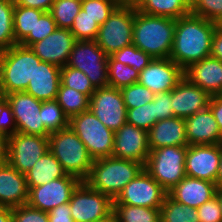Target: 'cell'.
<instances>
[{"label":"cell","mask_w":222,"mask_h":222,"mask_svg":"<svg viewBox=\"0 0 222 222\" xmlns=\"http://www.w3.org/2000/svg\"><path fill=\"white\" fill-rule=\"evenodd\" d=\"M99 25L96 21L86 15V12L81 9L79 14L74 18L70 32L76 40L94 41L97 37Z\"/></svg>","instance_id":"cell-41"},{"label":"cell","mask_w":222,"mask_h":222,"mask_svg":"<svg viewBox=\"0 0 222 222\" xmlns=\"http://www.w3.org/2000/svg\"><path fill=\"white\" fill-rule=\"evenodd\" d=\"M61 68L41 61L25 92L41 101L55 100L60 85Z\"/></svg>","instance_id":"cell-26"},{"label":"cell","mask_w":222,"mask_h":222,"mask_svg":"<svg viewBox=\"0 0 222 222\" xmlns=\"http://www.w3.org/2000/svg\"><path fill=\"white\" fill-rule=\"evenodd\" d=\"M208 108L215 117L219 130L222 133V95L211 96Z\"/></svg>","instance_id":"cell-51"},{"label":"cell","mask_w":222,"mask_h":222,"mask_svg":"<svg viewBox=\"0 0 222 222\" xmlns=\"http://www.w3.org/2000/svg\"><path fill=\"white\" fill-rule=\"evenodd\" d=\"M44 11L15 5L13 13L14 37L19 44L27 35H34V25Z\"/></svg>","instance_id":"cell-30"},{"label":"cell","mask_w":222,"mask_h":222,"mask_svg":"<svg viewBox=\"0 0 222 222\" xmlns=\"http://www.w3.org/2000/svg\"><path fill=\"white\" fill-rule=\"evenodd\" d=\"M116 222H160V208L113 205Z\"/></svg>","instance_id":"cell-32"},{"label":"cell","mask_w":222,"mask_h":222,"mask_svg":"<svg viewBox=\"0 0 222 222\" xmlns=\"http://www.w3.org/2000/svg\"><path fill=\"white\" fill-rule=\"evenodd\" d=\"M3 97L2 91L0 90V99Z\"/></svg>","instance_id":"cell-61"},{"label":"cell","mask_w":222,"mask_h":222,"mask_svg":"<svg viewBox=\"0 0 222 222\" xmlns=\"http://www.w3.org/2000/svg\"><path fill=\"white\" fill-rule=\"evenodd\" d=\"M143 169L144 164L137 161L119 159L113 156L99 158L93 161L85 182L91 188L114 200Z\"/></svg>","instance_id":"cell-3"},{"label":"cell","mask_w":222,"mask_h":222,"mask_svg":"<svg viewBox=\"0 0 222 222\" xmlns=\"http://www.w3.org/2000/svg\"><path fill=\"white\" fill-rule=\"evenodd\" d=\"M89 110L113 132L127 122V108L118 88H97L89 98Z\"/></svg>","instance_id":"cell-12"},{"label":"cell","mask_w":222,"mask_h":222,"mask_svg":"<svg viewBox=\"0 0 222 222\" xmlns=\"http://www.w3.org/2000/svg\"><path fill=\"white\" fill-rule=\"evenodd\" d=\"M40 111L44 127L50 134L69 126V118L56 100L42 101Z\"/></svg>","instance_id":"cell-35"},{"label":"cell","mask_w":222,"mask_h":222,"mask_svg":"<svg viewBox=\"0 0 222 222\" xmlns=\"http://www.w3.org/2000/svg\"><path fill=\"white\" fill-rule=\"evenodd\" d=\"M108 55L97 42L76 40L67 65L84 72L95 89L108 86Z\"/></svg>","instance_id":"cell-9"},{"label":"cell","mask_w":222,"mask_h":222,"mask_svg":"<svg viewBox=\"0 0 222 222\" xmlns=\"http://www.w3.org/2000/svg\"><path fill=\"white\" fill-rule=\"evenodd\" d=\"M80 182L77 177L67 174L44 185L28 188L27 204L49 212L59 205L69 203L73 190Z\"/></svg>","instance_id":"cell-15"},{"label":"cell","mask_w":222,"mask_h":222,"mask_svg":"<svg viewBox=\"0 0 222 222\" xmlns=\"http://www.w3.org/2000/svg\"><path fill=\"white\" fill-rule=\"evenodd\" d=\"M215 196L217 197V199L219 201L220 208H221V214H222V187L217 188Z\"/></svg>","instance_id":"cell-56"},{"label":"cell","mask_w":222,"mask_h":222,"mask_svg":"<svg viewBox=\"0 0 222 222\" xmlns=\"http://www.w3.org/2000/svg\"><path fill=\"white\" fill-rule=\"evenodd\" d=\"M60 83L86 94L89 98L96 90L84 72L68 65L61 68Z\"/></svg>","instance_id":"cell-38"},{"label":"cell","mask_w":222,"mask_h":222,"mask_svg":"<svg viewBox=\"0 0 222 222\" xmlns=\"http://www.w3.org/2000/svg\"><path fill=\"white\" fill-rule=\"evenodd\" d=\"M81 10V0H54L50 13L57 28L69 29Z\"/></svg>","instance_id":"cell-34"},{"label":"cell","mask_w":222,"mask_h":222,"mask_svg":"<svg viewBox=\"0 0 222 222\" xmlns=\"http://www.w3.org/2000/svg\"><path fill=\"white\" fill-rule=\"evenodd\" d=\"M184 120L188 145L222 144V133L209 108Z\"/></svg>","instance_id":"cell-23"},{"label":"cell","mask_w":222,"mask_h":222,"mask_svg":"<svg viewBox=\"0 0 222 222\" xmlns=\"http://www.w3.org/2000/svg\"><path fill=\"white\" fill-rule=\"evenodd\" d=\"M124 2H127V3H135L137 0H123Z\"/></svg>","instance_id":"cell-59"},{"label":"cell","mask_w":222,"mask_h":222,"mask_svg":"<svg viewBox=\"0 0 222 222\" xmlns=\"http://www.w3.org/2000/svg\"><path fill=\"white\" fill-rule=\"evenodd\" d=\"M120 92L122 94L125 107L127 109H132L150 103L154 100V97L156 95L150 89L143 86L139 82L122 87L120 89Z\"/></svg>","instance_id":"cell-40"},{"label":"cell","mask_w":222,"mask_h":222,"mask_svg":"<svg viewBox=\"0 0 222 222\" xmlns=\"http://www.w3.org/2000/svg\"><path fill=\"white\" fill-rule=\"evenodd\" d=\"M149 154L148 131L145 129L126 122L114 132L113 157L145 165Z\"/></svg>","instance_id":"cell-16"},{"label":"cell","mask_w":222,"mask_h":222,"mask_svg":"<svg viewBox=\"0 0 222 222\" xmlns=\"http://www.w3.org/2000/svg\"><path fill=\"white\" fill-rule=\"evenodd\" d=\"M150 151L167 146H188L185 120L171 117L157 121L148 131Z\"/></svg>","instance_id":"cell-25"},{"label":"cell","mask_w":222,"mask_h":222,"mask_svg":"<svg viewBox=\"0 0 222 222\" xmlns=\"http://www.w3.org/2000/svg\"><path fill=\"white\" fill-rule=\"evenodd\" d=\"M17 131L12 108L6 98L0 99V133L12 136Z\"/></svg>","instance_id":"cell-46"},{"label":"cell","mask_w":222,"mask_h":222,"mask_svg":"<svg viewBox=\"0 0 222 222\" xmlns=\"http://www.w3.org/2000/svg\"><path fill=\"white\" fill-rule=\"evenodd\" d=\"M221 144L188 145L185 156L186 176L216 183Z\"/></svg>","instance_id":"cell-17"},{"label":"cell","mask_w":222,"mask_h":222,"mask_svg":"<svg viewBox=\"0 0 222 222\" xmlns=\"http://www.w3.org/2000/svg\"><path fill=\"white\" fill-rule=\"evenodd\" d=\"M94 222H116L114 214H112L110 217L104 218L99 221H94Z\"/></svg>","instance_id":"cell-57"},{"label":"cell","mask_w":222,"mask_h":222,"mask_svg":"<svg viewBox=\"0 0 222 222\" xmlns=\"http://www.w3.org/2000/svg\"><path fill=\"white\" fill-rule=\"evenodd\" d=\"M216 23H217V27L222 30V18Z\"/></svg>","instance_id":"cell-58"},{"label":"cell","mask_w":222,"mask_h":222,"mask_svg":"<svg viewBox=\"0 0 222 222\" xmlns=\"http://www.w3.org/2000/svg\"><path fill=\"white\" fill-rule=\"evenodd\" d=\"M216 185L218 188L222 187V144H221V158L219 163V169L216 177Z\"/></svg>","instance_id":"cell-55"},{"label":"cell","mask_w":222,"mask_h":222,"mask_svg":"<svg viewBox=\"0 0 222 222\" xmlns=\"http://www.w3.org/2000/svg\"><path fill=\"white\" fill-rule=\"evenodd\" d=\"M54 0H15L14 5L35 8L44 12L50 11Z\"/></svg>","instance_id":"cell-50"},{"label":"cell","mask_w":222,"mask_h":222,"mask_svg":"<svg viewBox=\"0 0 222 222\" xmlns=\"http://www.w3.org/2000/svg\"><path fill=\"white\" fill-rule=\"evenodd\" d=\"M14 2L0 1V51L16 45L13 28Z\"/></svg>","instance_id":"cell-36"},{"label":"cell","mask_w":222,"mask_h":222,"mask_svg":"<svg viewBox=\"0 0 222 222\" xmlns=\"http://www.w3.org/2000/svg\"><path fill=\"white\" fill-rule=\"evenodd\" d=\"M48 140L49 151L60 162L65 172L85 181L94 159L70 126L49 134Z\"/></svg>","instance_id":"cell-5"},{"label":"cell","mask_w":222,"mask_h":222,"mask_svg":"<svg viewBox=\"0 0 222 222\" xmlns=\"http://www.w3.org/2000/svg\"><path fill=\"white\" fill-rule=\"evenodd\" d=\"M196 210L200 222H222L221 208L216 196Z\"/></svg>","instance_id":"cell-47"},{"label":"cell","mask_w":222,"mask_h":222,"mask_svg":"<svg viewBox=\"0 0 222 222\" xmlns=\"http://www.w3.org/2000/svg\"><path fill=\"white\" fill-rule=\"evenodd\" d=\"M116 61L129 65L141 72L152 61V57L142 50H139L134 44L126 46L111 55Z\"/></svg>","instance_id":"cell-39"},{"label":"cell","mask_w":222,"mask_h":222,"mask_svg":"<svg viewBox=\"0 0 222 222\" xmlns=\"http://www.w3.org/2000/svg\"><path fill=\"white\" fill-rule=\"evenodd\" d=\"M153 102L156 122L162 119L174 117V111L171 104V91L157 93L154 97Z\"/></svg>","instance_id":"cell-48"},{"label":"cell","mask_w":222,"mask_h":222,"mask_svg":"<svg viewBox=\"0 0 222 222\" xmlns=\"http://www.w3.org/2000/svg\"><path fill=\"white\" fill-rule=\"evenodd\" d=\"M0 222H13L12 208L0 206Z\"/></svg>","instance_id":"cell-54"},{"label":"cell","mask_w":222,"mask_h":222,"mask_svg":"<svg viewBox=\"0 0 222 222\" xmlns=\"http://www.w3.org/2000/svg\"><path fill=\"white\" fill-rule=\"evenodd\" d=\"M211 96L183 77L171 90V104L174 117L186 119L205 110L209 106Z\"/></svg>","instance_id":"cell-19"},{"label":"cell","mask_w":222,"mask_h":222,"mask_svg":"<svg viewBox=\"0 0 222 222\" xmlns=\"http://www.w3.org/2000/svg\"><path fill=\"white\" fill-rule=\"evenodd\" d=\"M9 137L0 133V166L7 163Z\"/></svg>","instance_id":"cell-53"},{"label":"cell","mask_w":222,"mask_h":222,"mask_svg":"<svg viewBox=\"0 0 222 222\" xmlns=\"http://www.w3.org/2000/svg\"><path fill=\"white\" fill-rule=\"evenodd\" d=\"M67 173L63 169L60 162L48 150L34 166L26 172L28 188L44 185L57 178L66 176Z\"/></svg>","instance_id":"cell-27"},{"label":"cell","mask_w":222,"mask_h":222,"mask_svg":"<svg viewBox=\"0 0 222 222\" xmlns=\"http://www.w3.org/2000/svg\"><path fill=\"white\" fill-rule=\"evenodd\" d=\"M108 86L121 89L138 82L139 74L136 69L116 61L111 55L107 61Z\"/></svg>","instance_id":"cell-33"},{"label":"cell","mask_w":222,"mask_h":222,"mask_svg":"<svg viewBox=\"0 0 222 222\" xmlns=\"http://www.w3.org/2000/svg\"><path fill=\"white\" fill-rule=\"evenodd\" d=\"M28 192L25 174L8 162L0 166V206L15 208L27 204Z\"/></svg>","instance_id":"cell-24"},{"label":"cell","mask_w":222,"mask_h":222,"mask_svg":"<svg viewBox=\"0 0 222 222\" xmlns=\"http://www.w3.org/2000/svg\"><path fill=\"white\" fill-rule=\"evenodd\" d=\"M69 126L85 144L94 160L112 156L114 132L90 110L72 116L69 119Z\"/></svg>","instance_id":"cell-8"},{"label":"cell","mask_w":222,"mask_h":222,"mask_svg":"<svg viewBox=\"0 0 222 222\" xmlns=\"http://www.w3.org/2000/svg\"><path fill=\"white\" fill-rule=\"evenodd\" d=\"M166 195L167 191L143 169L123 188L113 205L161 208Z\"/></svg>","instance_id":"cell-11"},{"label":"cell","mask_w":222,"mask_h":222,"mask_svg":"<svg viewBox=\"0 0 222 222\" xmlns=\"http://www.w3.org/2000/svg\"><path fill=\"white\" fill-rule=\"evenodd\" d=\"M55 100L69 119L89 110V97L86 94L63 86L61 83Z\"/></svg>","instance_id":"cell-29"},{"label":"cell","mask_w":222,"mask_h":222,"mask_svg":"<svg viewBox=\"0 0 222 222\" xmlns=\"http://www.w3.org/2000/svg\"><path fill=\"white\" fill-rule=\"evenodd\" d=\"M75 42L76 39L69 29L56 28L53 33L32 44L30 48L42 61L62 68L67 65Z\"/></svg>","instance_id":"cell-20"},{"label":"cell","mask_w":222,"mask_h":222,"mask_svg":"<svg viewBox=\"0 0 222 222\" xmlns=\"http://www.w3.org/2000/svg\"><path fill=\"white\" fill-rule=\"evenodd\" d=\"M216 183L185 176L167 194L178 203L197 209L216 195Z\"/></svg>","instance_id":"cell-22"},{"label":"cell","mask_w":222,"mask_h":222,"mask_svg":"<svg viewBox=\"0 0 222 222\" xmlns=\"http://www.w3.org/2000/svg\"><path fill=\"white\" fill-rule=\"evenodd\" d=\"M184 77L210 96L222 95V61L212 56L190 65L184 70Z\"/></svg>","instance_id":"cell-21"},{"label":"cell","mask_w":222,"mask_h":222,"mask_svg":"<svg viewBox=\"0 0 222 222\" xmlns=\"http://www.w3.org/2000/svg\"><path fill=\"white\" fill-rule=\"evenodd\" d=\"M210 56L222 61V30L216 27L213 38Z\"/></svg>","instance_id":"cell-52"},{"label":"cell","mask_w":222,"mask_h":222,"mask_svg":"<svg viewBox=\"0 0 222 222\" xmlns=\"http://www.w3.org/2000/svg\"><path fill=\"white\" fill-rule=\"evenodd\" d=\"M175 30V19L166 16L147 15L136 9L132 44L153 59L169 58Z\"/></svg>","instance_id":"cell-2"},{"label":"cell","mask_w":222,"mask_h":222,"mask_svg":"<svg viewBox=\"0 0 222 222\" xmlns=\"http://www.w3.org/2000/svg\"><path fill=\"white\" fill-rule=\"evenodd\" d=\"M56 28V22L50 11L44 12L39 19H36L34 35H27L19 44L30 47L53 33Z\"/></svg>","instance_id":"cell-43"},{"label":"cell","mask_w":222,"mask_h":222,"mask_svg":"<svg viewBox=\"0 0 222 222\" xmlns=\"http://www.w3.org/2000/svg\"><path fill=\"white\" fill-rule=\"evenodd\" d=\"M183 77L184 70L170 58L152 59L138 82L157 94L171 91Z\"/></svg>","instance_id":"cell-18"},{"label":"cell","mask_w":222,"mask_h":222,"mask_svg":"<svg viewBox=\"0 0 222 222\" xmlns=\"http://www.w3.org/2000/svg\"><path fill=\"white\" fill-rule=\"evenodd\" d=\"M13 222H49L48 212L23 204L12 208Z\"/></svg>","instance_id":"cell-45"},{"label":"cell","mask_w":222,"mask_h":222,"mask_svg":"<svg viewBox=\"0 0 222 222\" xmlns=\"http://www.w3.org/2000/svg\"><path fill=\"white\" fill-rule=\"evenodd\" d=\"M113 199L81 181L70 197V210L74 222H94L113 214Z\"/></svg>","instance_id":"cell-10"},{"label":"cell","mask_w":222,"mask_h":222,"mask_svg":"<svg viewBox=\"0 0 222 222\" xmlns=\"http://www.w3.org/2000/svg\"><path fill=\"white\" fill-rule=\"evenodd\" d=\"M191 14L218 22L222 18V0H191Z\"/></svg>","instance_id":"cell-44"},{"label":"cell","mask_w":222,"mask_h":222,"mask_svg":"<svg viewBox=\"0 0 222 222\" xmlns=\"http://www.w3.org/2000/svg\"><path fill=\"white\" fill-rule=\"evenodd\" d=\"M0 1L14 2L15 0H0Z\"/></svg>","instance_id":"cell-60"},{"label":"cell","mask_w":222,"mask_h":222,"mask_svg":"<svg viewBox=\"0 0 222 222\" xmlns=\"http://www.w3.org/2000/svg\"><path fill=\"white\" fill-rule=\"evenodd\" d=\"M127 123L149 131L156 123L154 102L151 101L142 106L127 109Z\"/></svg>","instance_id":"cell-42"},{"label":"cell","mask_w":222,"mask_h":222,"mask_svg":"<svg viewBox=\"0 0 222 222\" xmlns=\"http://www.w3.org/2000/svg\"><path fill=\"white\" fill-rule=\"evenodd\" d=\"M134 4L122 2L99 26L95 41L110 56L132 44Z\"/></svg>","instance_id":"cell-7"},{"label":"cell","mask_w":222,"mask_h":222,"mask_svg":"<svg viewBox=\"0 0 222 222\" xmlns=\"http://www.w3.org/2000/svg\"><path fill=\"white\" fill-rule=\"evenodd\" d=\"M187 146H167L151 150L144 169L167 192L185 176Z\"/></svg>","instance_id":"cell-6"},{"label":"cell","mask_w":222,"mask_h":222,"mask_svg":"<svg viewBox=\"0 0 222 222\" xmlns=\"http://www.w3.org/2000/svg\"><path fill=\"white\" fill-rule=\"evenodd\" d=\"M48 150V136L16 132L9 136L7 162L18 172L26 174Z\"/></svg>","instance_id":"cell-13"},{"label":"cell","mask_w":222,"mask_h":222,"mask_svg":"<svg viewBox=\"0 0 222 222\" xmlns=\"http://www.w3.org/2000/svg\"><path fill=\"white\" fill-rule=\"evenodd\" d=\"M217 23L188 14L175 19L172 50L169 58L183 70L210 56Z\"/></svg>","instance_id":"cell-1"},{"label":"cell","mask_w":222,"mask_h":222,"mask_svg":"<svg viewBox=\"0 0 222 222\" xmlns=\"http://www.w3.org/2000/svg\"><path fill=\"white\" fill-rule=\"evenodd\" d=\"M49 222H74L71 216L70 204L59 205L48 212Z\"/></svg>","instance_id":"cell-49"},{"label":"cell","mask_w":222,"mask_h":222,"mask_svg":"<svg viewBox=\"0 0 222 222\" xmlns=\"http://www.w3.org/2000/svg\"><path fill=\"white\" fill-rule=\"evenodd\" d=\"M123 0H81V9L101 26Z\"/></svg>","instance_id":"cell-37"},{"label":"cell","mask_w":222,"mask_h":222,"mask_svg":"<svg viewBox=\"0 0 222 222\" xmlns=\"http://www.w3.org/2000/svg\"><path fill=\"white\" fill-rule=\"evenodd\" d=\"M42 60L30 47L16 44L0 51V90L3 96L25 91Z\"/></svg>","instance_id":"cell-4"},{"label":"cell","mask_w":222,"mask_h":222,"mask_svg":"<svg viewBox=\"0 0 222 222\" xmlns=\"http://www.w3.org/2000/svg\"><path fill=\"white\" fill-rule=\"evenodd\" d=\"M136 9L152 16H166L173 19L191 13V0H137Z\"/></svg>","instance_id":"cell-28"},{"label":"cell","mask_w":222,"mask_h":222,"mask_svg":"<svg viewBox=\"0 0 222 222\" xmlns=\"http://www.w3.org/2000/svg\"><path fill=\"white\" fill-rule=\"evenodd\" d=\"M12 108L18 133L49 136L42 122L41 100L27 92H13L4 95Z\"/></svg>","instance_id":"cell-14"},{"label":"cell","mask_w":222,"mask_h":222,"mask_svg":"<svg viewBox=\"0 0 222 222\" xmlns=\"http://www.w3.org/2000/svg\"><path fill=\"white\" fill-rule=\"evenodd\" d=\"M160 222H200L197 210L178 203L168 194L160 208Z\"/></svg>","instance_id":"cell-31"}]
</instances>
